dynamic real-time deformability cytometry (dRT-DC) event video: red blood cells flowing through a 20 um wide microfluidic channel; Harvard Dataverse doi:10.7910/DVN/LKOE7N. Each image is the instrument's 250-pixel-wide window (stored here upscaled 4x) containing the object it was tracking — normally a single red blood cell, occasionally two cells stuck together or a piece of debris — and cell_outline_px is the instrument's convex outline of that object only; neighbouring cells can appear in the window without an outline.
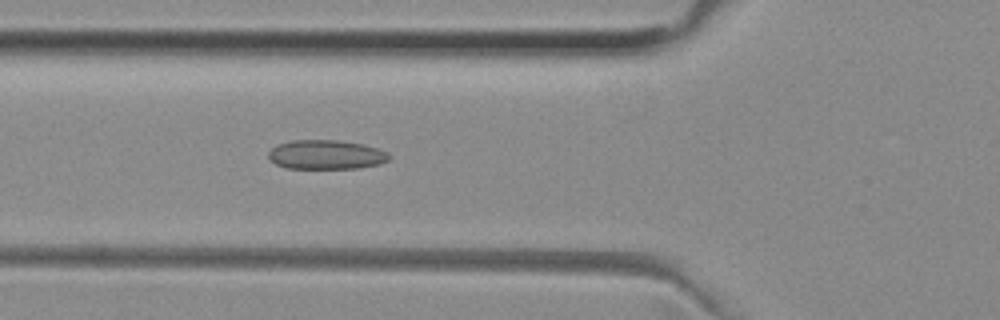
{"species": "common noctule bat (a hibernating species)", "species_latin": "Nyctalus noctula", "temperature_condition": "room temperature", "stored_images_in_passage": 38, "camera_frame_rate_fps": 3000, "um_per_image_px": 0.085, "animal": {"sex": "female", "body_mass_g": 29.2, "forearm_length_mm": 56.3}, "frame": {"image": 1, "passage_image": 7, "time_ms": 2.0, "image_size_px": [1000, 320], "cell_outline_px": [[392, 156], [388, 160], [380, 164], [360, 168], [288, 168], [276, 164], [268, 156], [268, 152], [276, 144], [292, 140], [336, 140], [364, 144], [388, 152]], "centroid_in_image_um": [27.74, 13.14], "position_along_channel_um": 98.1, "area_um2": 20.63}}
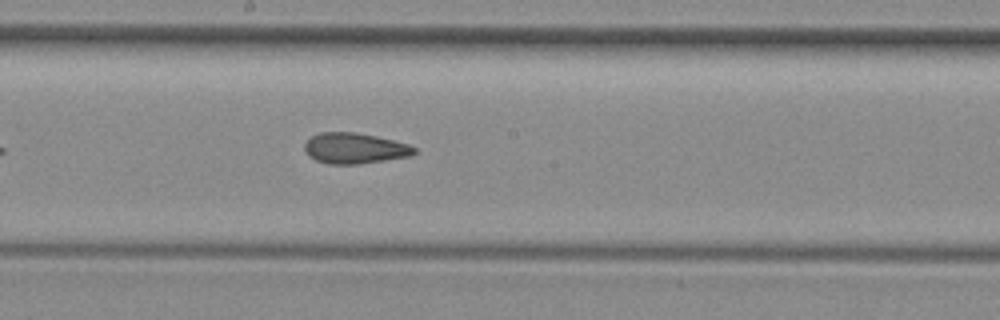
{"frame": {"image": 2, "passage_image": 16, "time_ms": 5.0, "image_size_px": [1000, 320], "cell_outline_px": [[416, 152], [412, 156], [356, 164], [328, 164], [316, 160], [308, 156], [304, 148], [304, 144], [312, 136], [320, 132], [352, 132], [376, 136], [408, 144], [416, 148]], "centroid_in_image_um": [30.14, 12.61], "position_along_channel_um": 218.1, "area_um2": 19.54}}
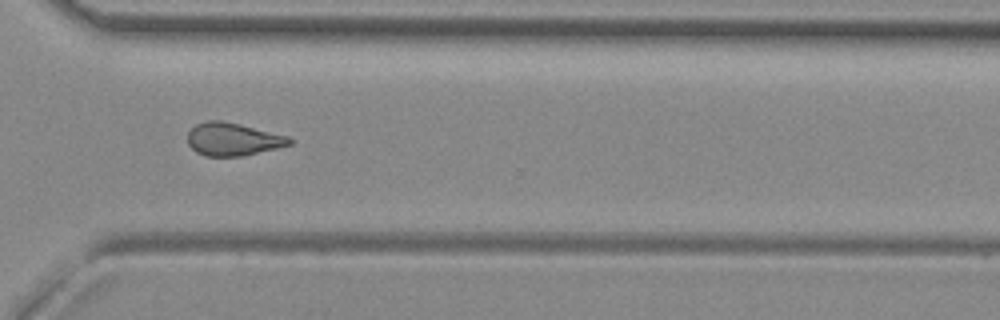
{"frame": {"image": 3, "passage_image": 26, "time_ms": 8.333, "image_size_px": [1000, 320], "cell_outline_px": [[292, 144], [244, 156], [204, 156], [196, 152], [188, 144], [188, 132], [196, 124], [208, 120], [224, 120], [288, 136], [292, 140]], "centroid_in_image_um": [19.78, 11.83], "position_along_channel_um": 350.8, "area_um2": 19.54}, "authors_computed_cell_mechanics": {"area_um2": 19.9699, "velocity_mm_per_s": 3.9907, "shape_relaxation_time_tau1_ms": null, "shape_relaxation_time_tau2_ms": 3.384, "deformation_change_tau1": null, "deformation_change_tau2": 0.1261}}